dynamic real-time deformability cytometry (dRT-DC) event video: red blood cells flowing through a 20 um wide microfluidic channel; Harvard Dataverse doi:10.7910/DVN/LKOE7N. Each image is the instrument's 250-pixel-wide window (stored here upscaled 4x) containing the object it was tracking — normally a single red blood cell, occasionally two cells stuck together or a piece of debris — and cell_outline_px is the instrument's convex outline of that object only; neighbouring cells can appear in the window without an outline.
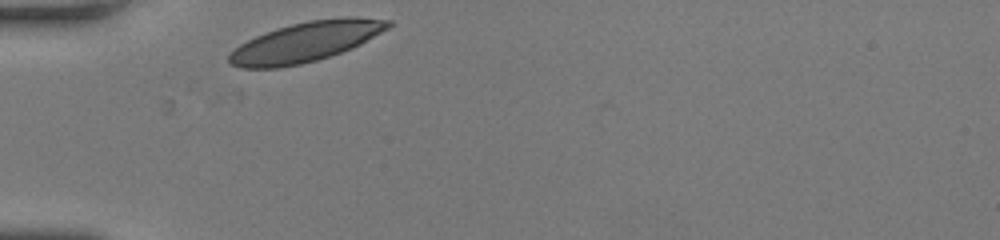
{"species": "human", "species_latin": "Homo sapiens", "temperature_condition": "room temperature", "stored_images_in_passage": 22, "camera_frame_rate_fps": 3000, "um_per_image_px": 0.085, "donor": {"sex": "female"}, "frame": {"image": 1, "passage_image": 1, "time_ms": 0.0, "image_size_px": [1000, 240], "cell_outline_px": [[392, 24], [388, 28], [360, 44], [352, 48], [316, 60], [300, 64], [280, 68], [240, 68], [232, 64], [228, 60], [228, 56], [240, 44], [256, 36], [276, 28], [308, 20], [348, 16], [356, 16], [392, 20]], "centroid_in_image_um": [26.01, 3.54], "position_along_channel_um": 59.0, "area_um2": 36.76}}
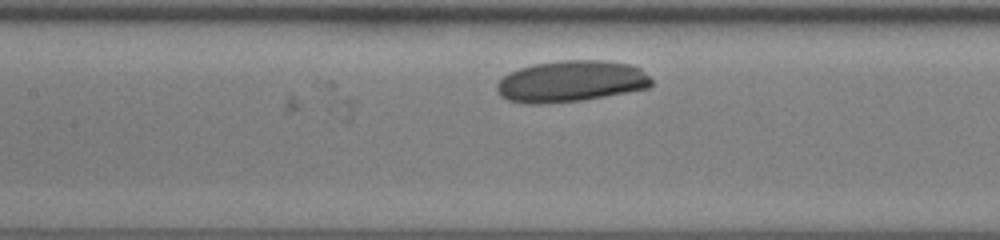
{"frame": {"image": 2, "passage_image": 10, "time_ms": 3.0, "image_size_px": [1000, 240], "cell_outline_px": [[652, 84], [648, 88], [584, 100], [544, 104], [524, 104], [508, 100], [500, 96], [496, 88], [496, 84], [508, 72], [532, 64], [560, 60], [608, 60], [628, 64], [640, 68], [652, 80]], "centroid_in_image_um": [48.51, 6.91], "position_along_channel_um": 158.9, "area_um2": 37.57}}
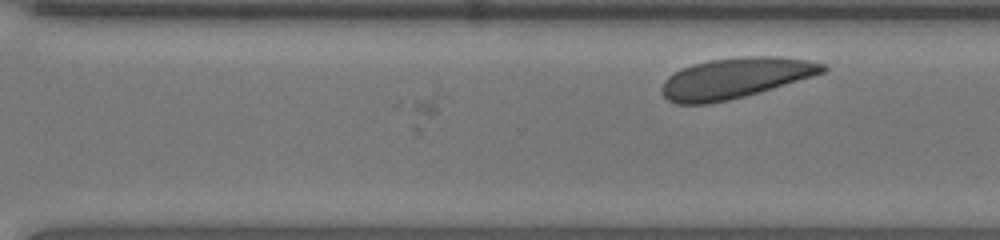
{"frame": {"image": 3, "passage_image": 22, "time_ms": 7.0, "image_size_px": [1000, 240], "cell_outline_px": [[828, 68], [824, 72], [812, 76], [772, 88], [744, 96], [728, 100], [708, 104], [676, 104], [668, 100], [660, 92], [660, 88], [664, 80], [668, 76], [680, 68], [692, 64], [708, 60], [744, 56], [780, 56], [808, 60], [824, 64]], "centroid_in_image_um": [62.44, 6.63], "position_along_channel_um": 308.2, "area_um2": 38.03}}